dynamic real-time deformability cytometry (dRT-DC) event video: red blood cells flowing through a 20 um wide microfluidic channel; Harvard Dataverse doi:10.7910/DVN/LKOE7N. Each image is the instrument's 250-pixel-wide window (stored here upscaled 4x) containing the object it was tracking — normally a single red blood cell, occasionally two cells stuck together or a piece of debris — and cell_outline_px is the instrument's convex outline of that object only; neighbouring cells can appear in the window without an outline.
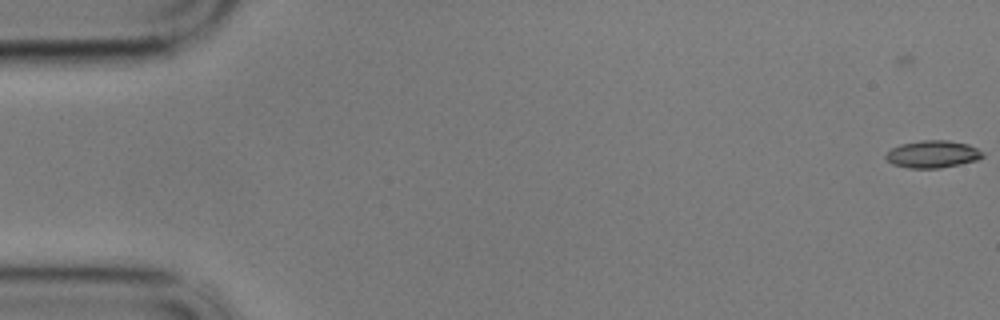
{"species": "common noctule bat (a hibernating species)", "species_latin": "Nyctalus noctula", "temperature_condition": "cold", "stored_images_in_passage": 4, "camera_frame_rate_fps": 3000, "um_per_image_px": 0.085, "animal": {"sex": "male", "body_mass_g": 17.9}, "frame": {"image": 1, "passage_image": 4, "time_ms": 1.0, "image_size_px": [1000, 320], "cell_outline_px": [[984, 156], [976, 160], [960, 164], [940, 168], [908, 168], [892, 164], [884, 156], [892, 148], [900, 144], [924, 140], [948, 140], [968, 144], [984, 152]], "centroid_in_image_um": [79.28, 13.1], "position_along_channel_um": 5.7, "area_um2": 15.37}}